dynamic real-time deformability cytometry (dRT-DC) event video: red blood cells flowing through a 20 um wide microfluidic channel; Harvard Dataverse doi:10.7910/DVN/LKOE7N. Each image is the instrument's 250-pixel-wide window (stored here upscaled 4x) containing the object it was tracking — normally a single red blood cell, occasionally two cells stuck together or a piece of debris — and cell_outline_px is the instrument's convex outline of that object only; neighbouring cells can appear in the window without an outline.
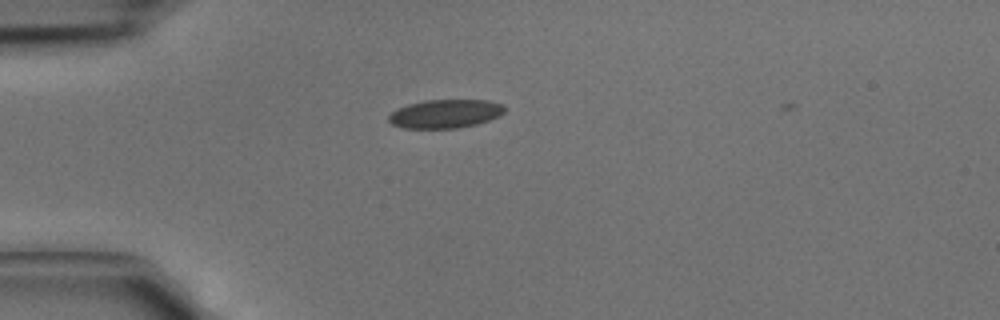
{"species": "common noctule bat (a hibernating species)", "species_latin": "Nyctalus noctula", "temperature_condition": "cold", "stored_images_in_passage": 4, "camera_frame_rate_fps": 3000, "um_per_image_px": 0.085, "animal": {"sex": "male", "body_mass_g": 15.6}, "frame": {"image": 1, "passage_image": 3, "time_ms": 0.667, "image_size_px": [1000, 320], "cell_outline_px": [[504, 112], [500, 116], [476, 124], [456, 128], [404, 128], [392, 124], [388, 120], [388, 116], [396, 108], [408, 104], [424, 100], [488, 100], [504, 104]], "centroid_in_image_um": [37.84, 9.66], "position_along_channel_um": 47.2, "area_um2": 19.36}}